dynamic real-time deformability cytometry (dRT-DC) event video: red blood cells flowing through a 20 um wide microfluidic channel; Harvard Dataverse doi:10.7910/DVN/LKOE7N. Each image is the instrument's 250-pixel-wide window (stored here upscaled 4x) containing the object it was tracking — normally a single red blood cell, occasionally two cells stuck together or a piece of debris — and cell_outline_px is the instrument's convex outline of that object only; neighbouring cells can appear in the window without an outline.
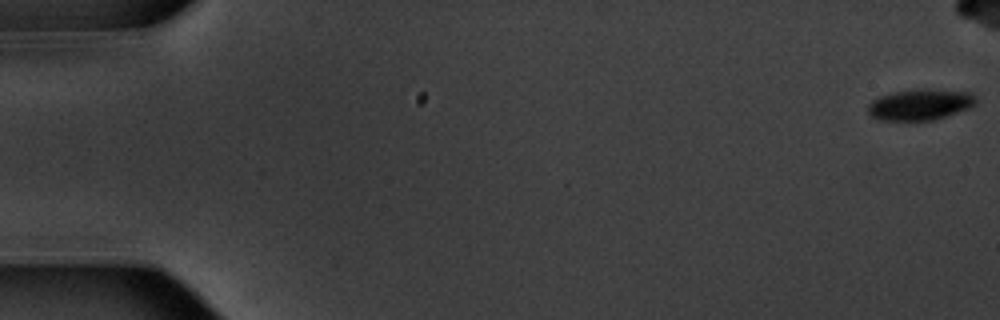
{"species": "common noctule bat (a hibernating species)", "species_latin": "Nyctalus noctula", "temperature_condition": "warm", "stored_images_in_passage": 13, "camera_frame_rate_fps": 3000, "um_per_image_px": 0.085, "animal": {"sex": "male", "body_mass_g": 20.1, "forearm_length_mm": 53.5}, "frame": {"image": 1, "passage_image": 1, "time_ms": 0.0, "image_size_px": [1000, 320], "cell_outline_px": [[976, 104], [972, 108], [936, 120], [880, 120], [872, 116], [868, 112], [868, 104], [872, 100], [880, 96], [892, 92], [920, 88], [924, 88], [972, 92], [976, 96]], "centroid_in_image_um": [78.27, 8.88], "position_along_channel_um": 6.7, "area_um2": 19.94}}